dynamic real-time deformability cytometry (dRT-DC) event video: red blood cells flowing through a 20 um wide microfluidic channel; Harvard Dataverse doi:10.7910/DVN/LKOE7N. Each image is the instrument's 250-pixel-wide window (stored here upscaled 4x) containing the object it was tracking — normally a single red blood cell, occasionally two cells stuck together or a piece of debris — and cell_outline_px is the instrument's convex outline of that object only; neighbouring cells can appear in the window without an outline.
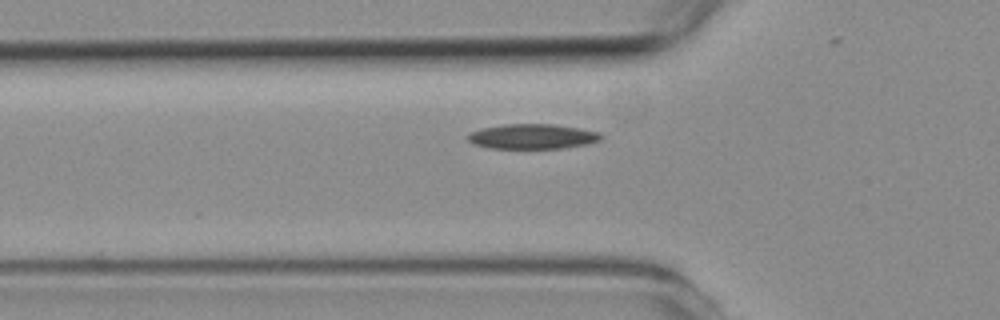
{"species": "common noctule bat (a hibernating species)", "species_latin": "Nyctalus noctula", "temperature_condition": "room temperature", "stored_images_in_passage": 3, "camera_frame_rate_fps": 3000, "um_per_image_px": 0.085, "animal": {"sex": "female", "body_mass_g": 19.3, "forearm_length_mm": 54.1}, "frame": {"image": 1, "passage_image": 3, "time_ms": 3.667, "image_size_px": [1000, 320], "cell_outline_px": [[604, 136], [600, 140], [584, 144], [560, 148], [492, 148], [476, 144], [468, 140], [468, 136], [472, 132], [480, 128], [504, 124], [552, 124], [580, 128], [600, 132]], "centroid_in_image_um": [45.29, 11.58], "position_along_channel_um": 80.5, "area_um2": 19.13}}